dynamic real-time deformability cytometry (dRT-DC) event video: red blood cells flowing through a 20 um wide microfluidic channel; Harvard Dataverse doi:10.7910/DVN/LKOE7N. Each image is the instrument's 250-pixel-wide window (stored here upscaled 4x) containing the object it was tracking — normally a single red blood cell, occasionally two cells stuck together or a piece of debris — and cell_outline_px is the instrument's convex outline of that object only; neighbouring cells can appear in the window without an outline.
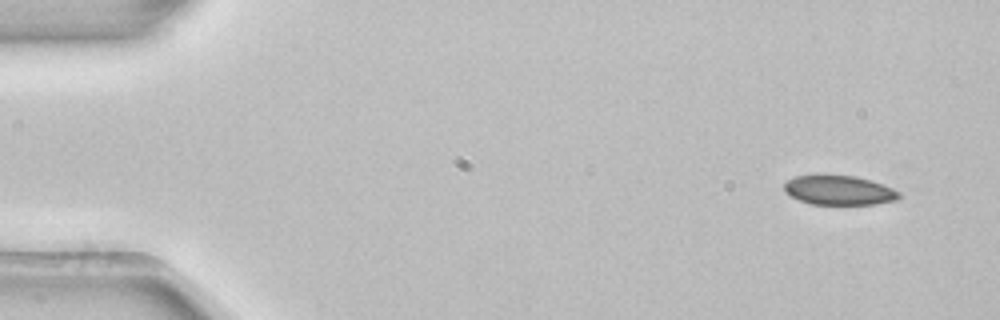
{"species": "common noctule bat (a hibernating species)", "species_latin": "Nyctalus noctula", "temperature_condition": "room temperature", "stored_images_in_passage": 2, "camera_frame_rate_fps": 3000, "um_per_image_px": 0.085, "animal": {"sex": "female", "body_mass_g": 22.7, "forearm_length_mm": 54.2}, "frame": {"image": 1, "passage_image": 1, "time_ms": 0.0, "image_size_px": [1000, 320], "cell_outline_px": [[900, 196], [896, 200], [876, 204], [812, 204], [800, 200], [784, 192], [784, 184], [788, 180], [796, 176], [820, 172], [824, 172], [856, 176], [872, 180], [884, 184], [900, 192]], "centroid_in_image_um": [71.3, 16.12], "position_along_channel_um": 13.7, "area_um2": 20.4}}